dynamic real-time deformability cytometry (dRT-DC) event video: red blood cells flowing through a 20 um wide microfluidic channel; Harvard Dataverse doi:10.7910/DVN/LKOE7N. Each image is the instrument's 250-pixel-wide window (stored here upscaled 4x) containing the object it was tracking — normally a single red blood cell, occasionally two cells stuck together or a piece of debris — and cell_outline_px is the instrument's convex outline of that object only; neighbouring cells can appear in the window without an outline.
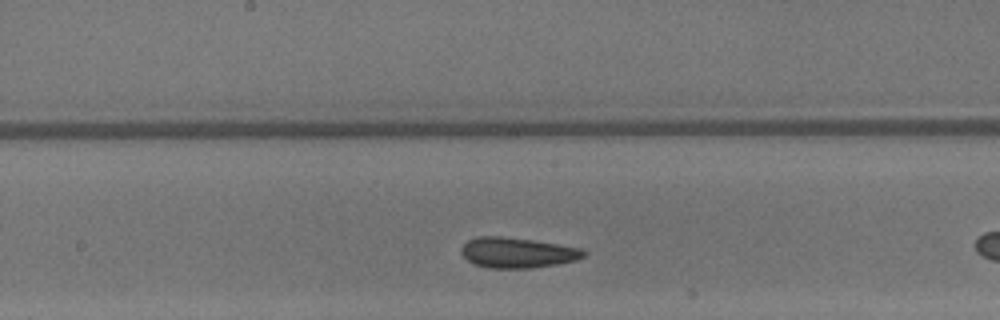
{"species": "common noctule bat (a hibernating species)", "species_latin": "Nyctalus noctula", "temperature_condition": "warm", "stored_images_in_passage": 16, "camera_frame_rate_fps": 3000, "um_per_image_px": 0.085, "animal": {"sex": "male", "body_mass_g": 13.3}, "frame": {"image": 1, "passage_image": 14, "time_ms": 4.333, "image_size_px": [1000, 320], "cell_outline_px": [[588, 252], [584, 256], [576, 260], [556, 264], [532, 268], [488, 268], [476, 264], [468, 260], [460, 252], [460, 248], [468, 240], [480, 236], [500, 236], [532, 240], [580, 248]], "centroid_in_image_um": [43.96, 21.48], "position_along_channel_um": 204.2, "area_um2": 21.5}}